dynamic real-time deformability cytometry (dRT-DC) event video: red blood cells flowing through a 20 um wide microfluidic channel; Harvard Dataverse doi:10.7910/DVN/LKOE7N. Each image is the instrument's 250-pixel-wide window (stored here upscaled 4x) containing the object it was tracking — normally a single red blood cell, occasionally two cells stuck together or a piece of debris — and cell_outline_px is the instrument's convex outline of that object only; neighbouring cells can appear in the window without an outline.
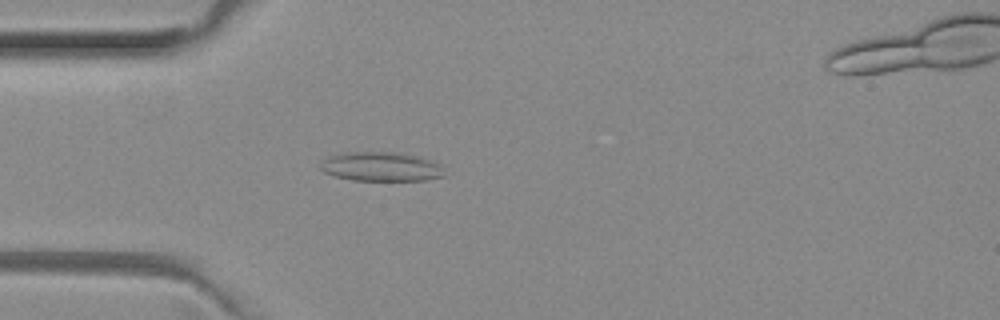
{"species": "common noctule bat (a hibernating species)", "species_latin": "Nyctalus noctula", "temperature_condition": "room temperature", "stored_images_in_passage": 51, "camera_frame_rate_fps": 3000, "um_per_image_px": 0.085, "animal": {"sex": "female", "body_mass_g": 29.2, "forearm_length_mm": 56.3}, "frame": {"image": 1, "passage_image": 14, "time_ms": 4.333, "image_size_px": [1000, 320], "cell_outline_px": [[448, 176], [424, 180], [352, 180], [336, 176], [324, 172], [320, 168], [320, 164], [328, 156], [344, 152], [392, 152], [416, 156], [440, 164]], "centroid_in_image_um": [32.4, 14.17], "position_along_channel_um": 52.6, "area_um2": 21.04}}
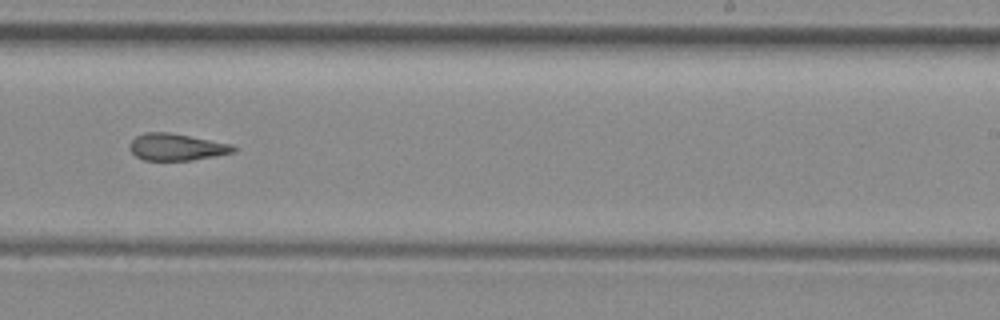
{"frame": {"image": 2, "passage_image": 31, "time_ms": 10.0, "image_size_px": [1000, 320], "cell_outline_px": [[236, 152], [216, 156], [192, 160], [144, 160], [136, 156], [128, 148], [128, 144], [136, 136], [144, 132], [168, 132], [232, 144], [236, 148]], "centroid_in_image_um": [14.99, 12.5], "position_along_channel_um": 274.0, "area_um2": 16.3}}
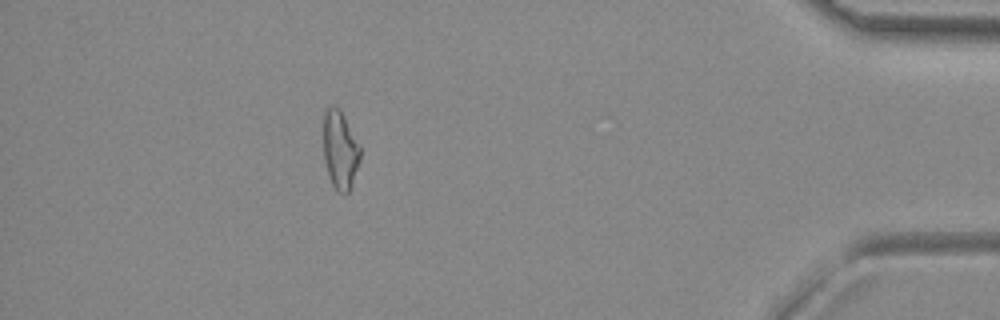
{"frame": {"image": 3, "passage_image": 45, "time_ms": 14.667, "image_size_px": [1000, 320], "cell_outline_px": [[360, 160], [352, 184], [348, 192], [336, 192], [328, 176], [324, 160], [324, 112], [328, 108], [340, 108], [360, 144]], "centroid_in_image_um": [28.92, 12.76], "position_along_channel_um": 406.3, "area_um2": 16.76}, "authors_computed_cell_mechanics": {"area_um2": 17.3978, "velocity_mm_per_s": 4.0441, "shape_relaxation_time_tau1_ms": null, "shape_relaxation_time_tau2_ms": 5.8618, "deformation_change_tau1": null, "deformation_change_tau2": 0.1712}}